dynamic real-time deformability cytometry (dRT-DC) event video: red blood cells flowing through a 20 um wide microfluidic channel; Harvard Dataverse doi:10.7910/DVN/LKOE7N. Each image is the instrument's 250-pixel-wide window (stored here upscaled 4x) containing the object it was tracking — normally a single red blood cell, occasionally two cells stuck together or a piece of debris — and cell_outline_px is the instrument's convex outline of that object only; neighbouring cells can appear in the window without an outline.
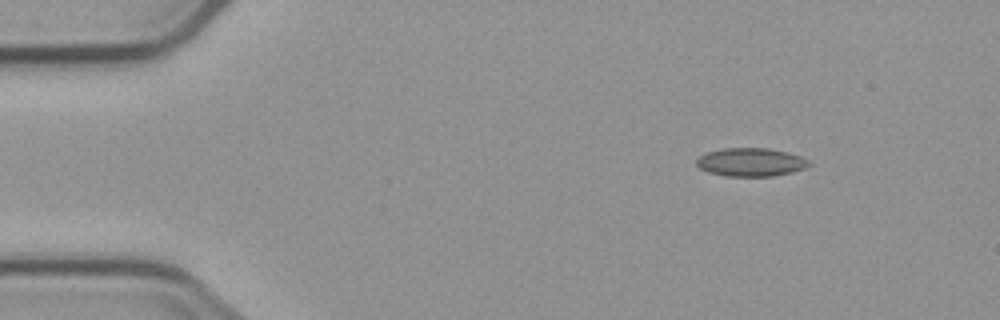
{"species": "common noctule bat (a hibernating species)", "species_latin": "Nyctalus noctula", "temperature_condition": "cold", "stored_images_in_passage": 4, "camera_frame_rate_fps": 3000, "um_per_image_px": 0.085, "animal": {"sex": "male", "body_mass_g": 23.1, "forearm_length_mm": 52.7}, "frame": {"image": 1, "passage_image": 1, "time_ms": 0.0, "image_size_px": [1000, 320], "cell_outline_px": [[812, 164], [804, 168], [792, 172], [772, 176], [728, 176], [708, 172], [700, 168], [696, 164], [696, 160], [700, 156], [708, 152], [724, 148], [768, 148], [788, 152], [800, 156], [808, 160]], "centroid_in_image_um": [63.83, 13.78], "position_along_channel_um": 21.2, "area_um2": 18.5}}
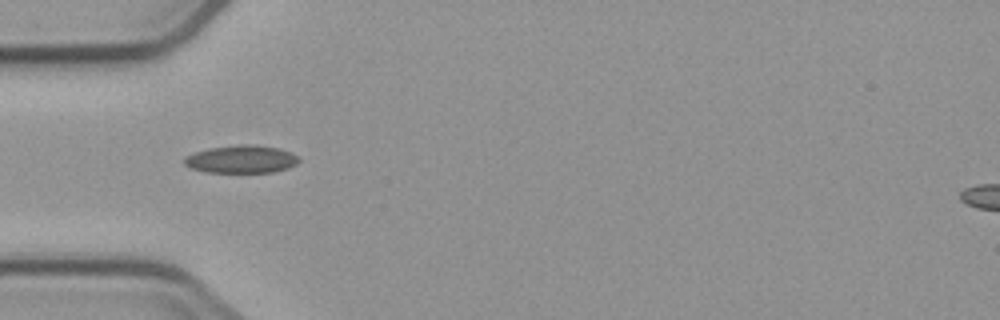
{"frame": {"image": 2, "passage_image": 4, "time_ms": 3.333, "image_size_px": [1000, 320], "cell_outline_px": [[300, 160], [296, 164], [288, 168], [272, 172], [204, 172], [192, 168], [184, 164], [184, 156], [208, 148], [240, 144], [256, 144], [280, 148], [296, 156]], "centroid_in_image_um": [20.5, 13.52], "position_along_channel_um": 64.5, "area_um2": 18.55}}